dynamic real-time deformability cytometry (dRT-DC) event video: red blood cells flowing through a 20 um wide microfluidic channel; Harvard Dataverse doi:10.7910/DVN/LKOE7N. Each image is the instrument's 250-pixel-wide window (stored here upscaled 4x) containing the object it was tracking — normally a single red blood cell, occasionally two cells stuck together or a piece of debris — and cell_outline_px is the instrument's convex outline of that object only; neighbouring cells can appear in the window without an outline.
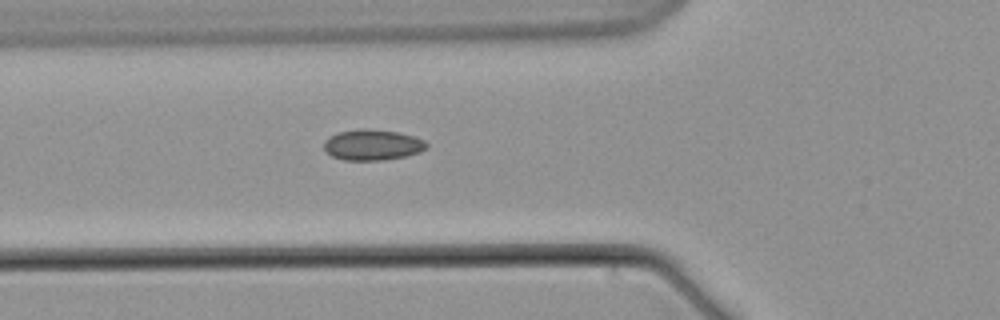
{"species": "common noctule bat (a hibernating species)", "species_latin": "Nyctalus noctula", "temperature_condition": "warm", "stored_images_in_passage": 3, "camera_frame_rate_fps": 3000, "um_per_image_px": 0.085, "animal": {"sex": "male", "body_mass_g": 21.5, "forearm_length_mm": 52.0}, "frame": {"image": 1, "passage_image": 3, "time_ms": 2.667, "image_size_px": [1000, 320], "cell_outline_px": [[428, 148], [420, 152], [404, 156], [380, 160], [344, 160], [332, 156], [324, 148], [324, 140], [336, 132], [360, 128], [368, 128], [396, 132], [412, 136], [424, 140], [428, 144]], "centroid_in_image_um": [31.64, 12.3], "position_along_channel_um": 94.2, "area_um2": 18.38}}